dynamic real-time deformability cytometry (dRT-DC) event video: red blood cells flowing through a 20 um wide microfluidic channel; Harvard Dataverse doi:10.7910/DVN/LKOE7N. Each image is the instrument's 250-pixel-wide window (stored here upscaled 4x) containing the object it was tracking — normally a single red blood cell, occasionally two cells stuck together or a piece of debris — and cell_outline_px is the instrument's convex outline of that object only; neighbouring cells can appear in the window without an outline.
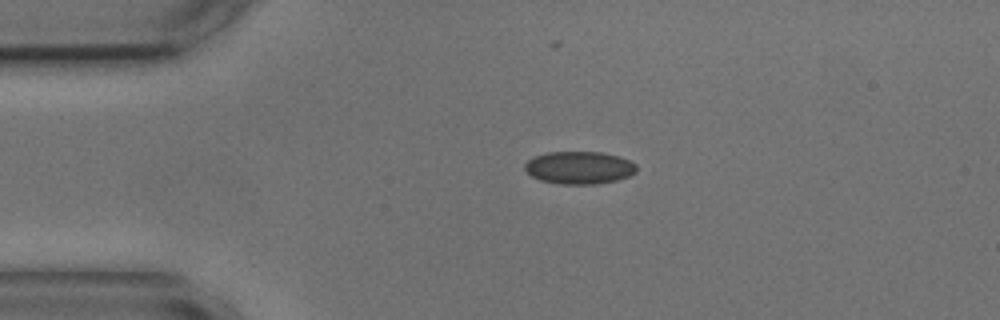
{"species": "common noctule bat (a hibernating species)", "species_latin": "Nyctalus noctula", "temperature_condition": "cold", "stored_images_in_passage": 33, "camera_frame_rate_fps": 3000, "um_per_image_px": 0.085, "animal": {"sex": "male", "body_mass_g": 17.9, "forearm_length_mm": 54.2}, "frame": {"image": 1, "passage_image": 1, "time_ms": 0.0, "image_size_px": [1000, 320], "cell_outline_px": [[636, 172], [628, 176], [616, 180], [596, 184], [560, 184], [540, 180], [532, 176], [524, 168], [524, 164], [528, 160], [536, 156], [548, 152], [604, 152], [620, 156], [636, 164]], "centroid_in_image_um": [49.25, 14.25], "position_along_channel_um": 35.8, "area_um2": 21.21}}
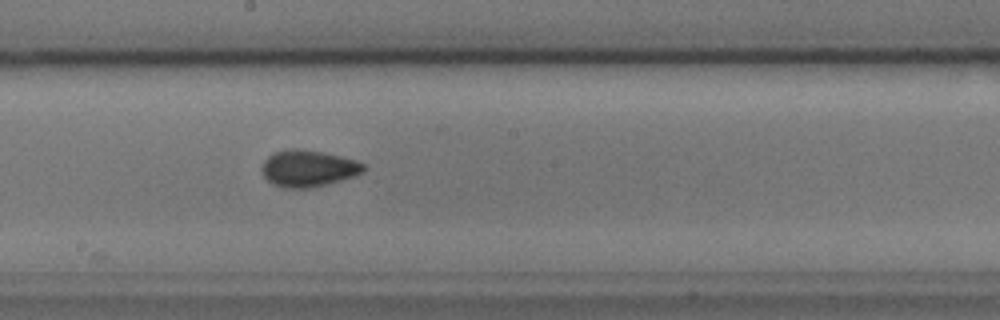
{"frame": {"image": 2, "passage_image": 19, "time_ms": 6.0, "image_size_px": [1000, 320], "cell_outline_px": [[364, 172], [340, 180], [308, 188], [288, 188], [272, 184], [264, 176], [260, 168], [264, 160], [272, 152], [292, 148], [296, 148], [320, 152], [340, 156], [356, 160], [364, 164]], "centroid_in_image_um": [26.15, 14.3], "position_along_channel_um": 222.1, "area_um2": 21.5}}